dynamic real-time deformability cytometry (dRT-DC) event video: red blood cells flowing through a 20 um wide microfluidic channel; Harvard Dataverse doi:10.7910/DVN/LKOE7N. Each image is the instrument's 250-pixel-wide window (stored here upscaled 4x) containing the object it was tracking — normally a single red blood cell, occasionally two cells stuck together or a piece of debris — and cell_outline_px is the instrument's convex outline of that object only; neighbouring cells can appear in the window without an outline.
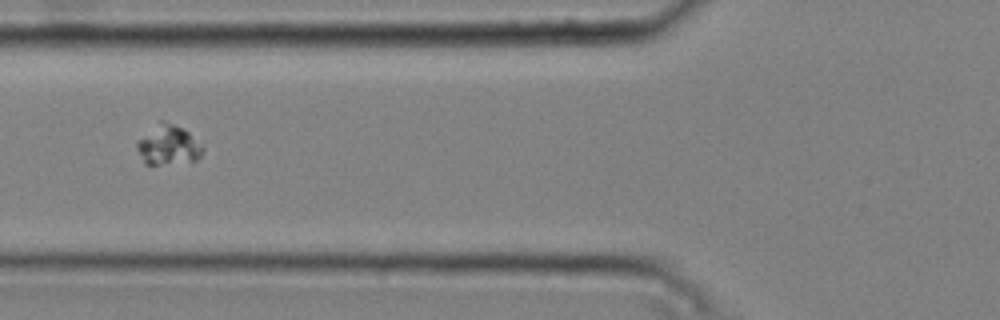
{"species": "common noctule bat (a hibernating species)", "species_latin": "Nyctalus noctula", "temperature_condition": "cold", "stored_images_in_passage": 4, "camera_frame_rate_fps": 3000, "um_per_image_px": 0.085, "animal": {"sex": "male", "body_mass_g": 20.4}, "frame": {"image": 1, "passage_image": 2, "time_ms": 0.333, "image_size_px": [1000, 320], "cell_outline_px": [[204, 148], [200, 156], [196, 160], [156, 164], [144, 164], [136, 148], [136, 144], [160, 120], [164, 120], [188, 132], [204, 144]], "centroid_in_image_um": [14.33, 12.33], "position_along_channel_um": 111.5, "area_um2": 14.85}}
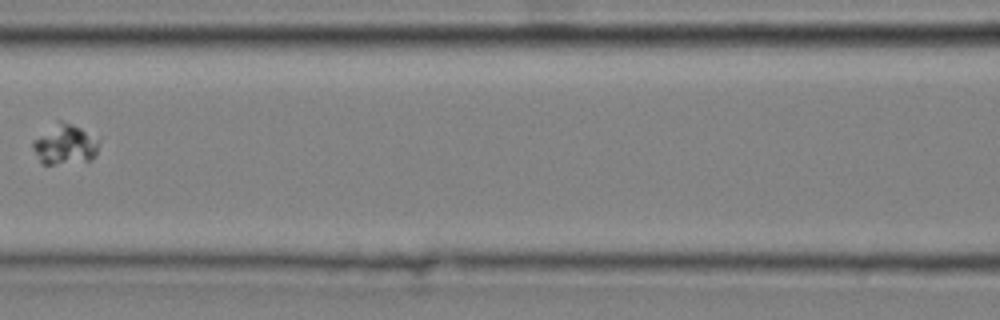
{"frame": {"image": 2, "passage_image": 3, "time_ms": 0.667, "image_size_px": [1000, 320], "cell_outline_px": [[96, 156], [92, 160], [52, 164], [44, 164], [40, 160], [32, 148], [32, 140], [60, 120], [72, 124], [80, 128], [96, 144]], "centroid_in_image_um": [5.43, 12.3], "position_along_channel_um": 161.2, "area_um2": 14.57}}
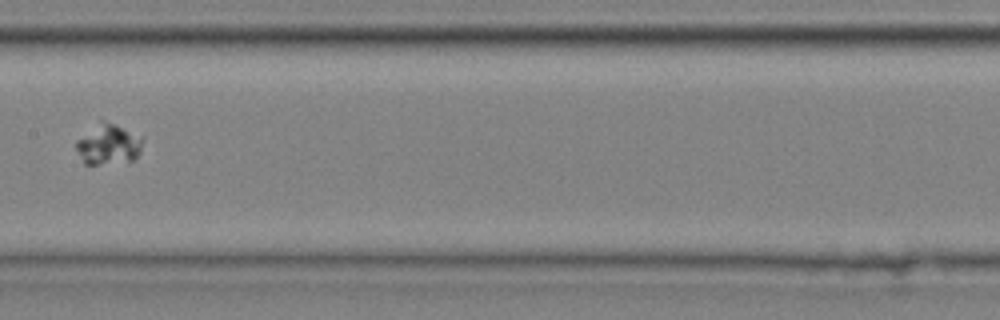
{"frame": {"image": 3, "passage_image": 4, "time_ms": 1.0, "image_size_px": [1000, 320], "cell_outline_px": [[144, 136], [140, 152], [132, 160], [96, 164], [84, 164], [76, 148], [76, 140], [100, 120], [112, 124]], "centroid_in_image_um": [9.21, 12.26], "position_along_channel_um": 198.2, "area_um2": 15.37}}